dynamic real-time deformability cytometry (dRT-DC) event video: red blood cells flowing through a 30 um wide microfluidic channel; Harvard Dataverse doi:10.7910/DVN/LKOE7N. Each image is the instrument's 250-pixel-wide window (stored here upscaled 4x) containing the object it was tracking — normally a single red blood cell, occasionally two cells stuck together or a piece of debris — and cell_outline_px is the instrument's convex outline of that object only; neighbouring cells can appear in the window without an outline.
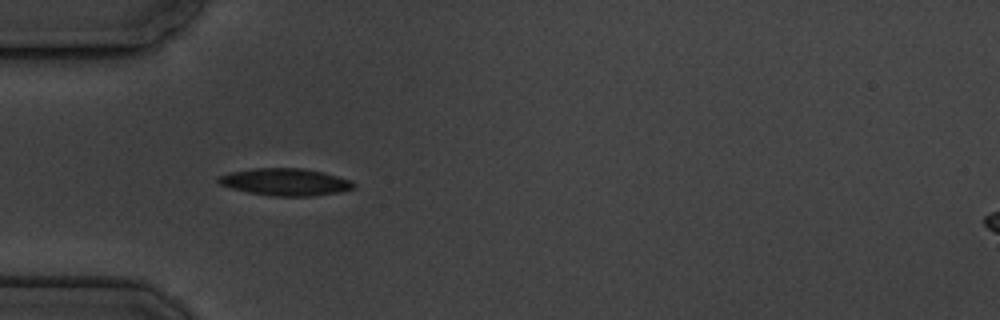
{"species": "common noctule bat (a hibernating species)", "species_latin": "Nyctalus noctula", "temperature_condition": "cold", "stored_images_in_passage": 6, "camera_frame_rate_fps": 3000, "um_per_image_px": 0.085, "animal": {"sex": "male", "body_mass_g": 19.5, "forearm_length_mm": 54.6}, "frame": {"image": 1, "passage_image": 5, "time_ms": 5.0, "image_size_px": [1000, 320], "cell_outline_px": [[356, 184], [352, 188], [336, 192], [312, 196], [268, 196], [248, 192], [232, 188], [220, 184], [216, 180], [220, 176], [232, 172], [252, 168], [300, 168], [324, 172], [352, 180]], "centroid_in_image_um": [24.25, 15.46], "position_along_channel_um": 60.7, "area_um2": 21.27}}